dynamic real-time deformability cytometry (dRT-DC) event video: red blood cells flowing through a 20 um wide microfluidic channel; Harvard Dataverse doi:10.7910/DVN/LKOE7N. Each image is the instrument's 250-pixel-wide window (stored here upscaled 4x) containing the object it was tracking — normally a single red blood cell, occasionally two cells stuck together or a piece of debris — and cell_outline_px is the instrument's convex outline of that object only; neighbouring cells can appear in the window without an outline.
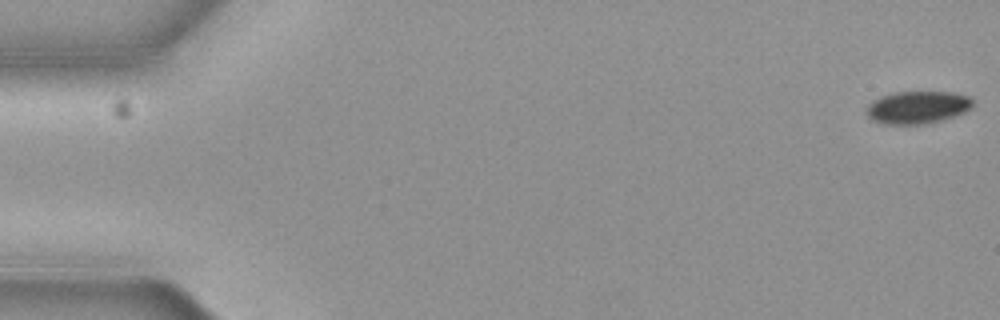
{"species": "common noctule bat (a hibernating species)", "species_latin": "Nyctalus noctula", "temperature_condition": "cold", "stored_images_in_passage": 3, "camera_frame_rate_fps": 3000, "um_per_image_px": 0.085, "animal": {"sex": "female", "body_mass_g": 19.3, "forearm_length_mm": 54.1}, "frame": {"image": 1, "passage_image": 1, "time_ms": 0.0, "image_size_px": [1000, 320], "cell_outline_px": [[972, 104], [964, 112], [952, 116], [924, 124], [884, 124], [872, 120], [864, 112], [868, 104], [872, 100], [880, 96], [892, 92], [956, 92], [972, 96]], "centroid_in_image_um": [77.93, 9.1], "position_along_channel_um": 7.1, "area_um2": 20.23}}